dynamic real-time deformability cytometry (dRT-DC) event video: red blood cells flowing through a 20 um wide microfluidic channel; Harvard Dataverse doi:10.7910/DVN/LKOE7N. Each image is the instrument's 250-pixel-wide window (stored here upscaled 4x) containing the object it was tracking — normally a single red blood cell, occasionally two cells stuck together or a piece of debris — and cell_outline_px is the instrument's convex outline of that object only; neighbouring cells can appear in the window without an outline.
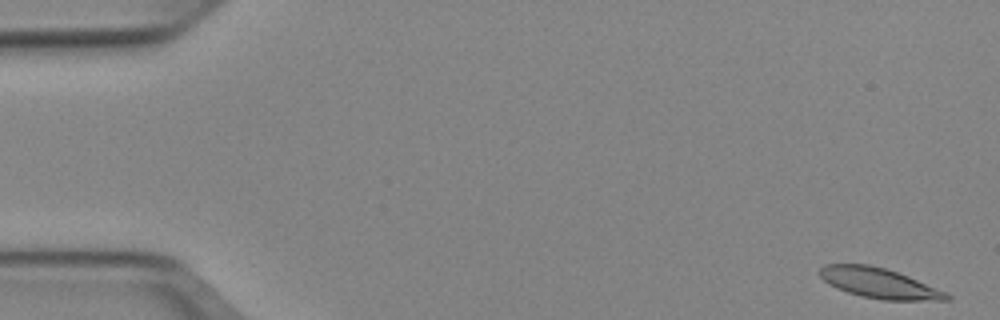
{"species": "Egyptian fruit bat (a non-hibernating species)", "species_latin": "Rousettus aegyptiacus", "temperature_condition": "cold", "stored_images_in_passage": 51, "camera_frame_rate_fps": 3000, "um_per_image_px": 0.085, "animal": {"sex": "female"}, "frame": {"image": 1, "passage_image": 1, "time_ms": 0.0, "image_size_px": [1000, 320], "cell_outline_px": [[952, 296], [948, 300], [884, 300], [860, 296], [836, 288], [828, 284], [820, 276], [820, 268], [824, 264], [868, 264], [884, 268], [908, 276], [948, 292]], "centroid_in_image_um": [74.73, 24.07], "position_along_channel_um": 10.3, "area_um2": 22.25}}
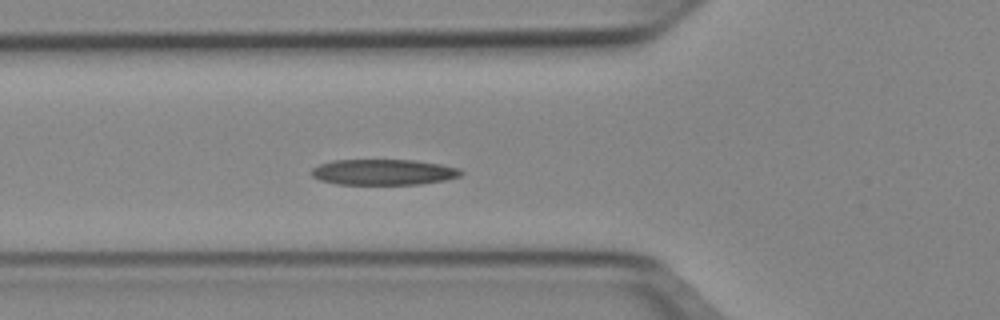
{"frame": {"image": 2, "passage_image": 18, "time_ms": 5.667, "image_size_px": [1000, 320], "cell_outline_px": [[464, 172], [460, 176], [444, 180], [420, 184], [336, 184], [320, 180], [312, 176], [312, 168], [320, 164], [332, 160], [416, 160], [440, 164], [460, 168]], "centroid_in_image_um": [32.61, 14.62], "position_along_channel_um": 93.2, "area_um2": 22.43}}
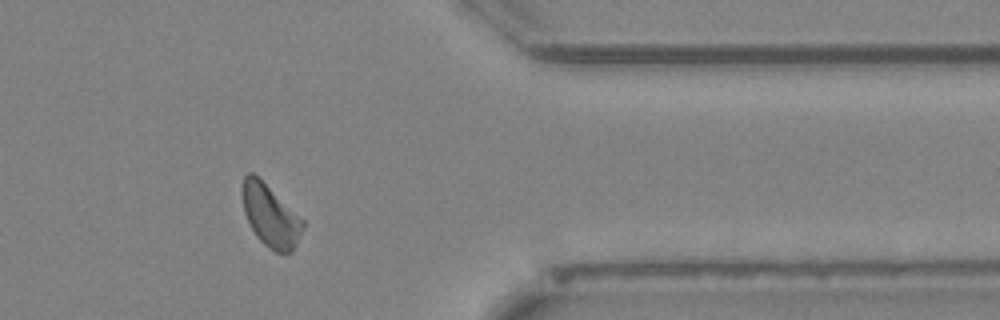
{"frame": {"image": 3, "passage_image": 42, "time_ms": 13.667, "image_size_px": [1000, 320], "cell_outline_px": [[304, 228], [292, 252], [284, 256], [268, 248], [256, 236], [244, 212], [240, 192], [240, 188], [244, 176], [248, 172], [252, 172], [304, 220]], "centroid_in_image_um": [22.97, 18.36], "position_along_channel_um": 388.4, "area_um2": 21.96}, "authors_computed_cell_mechanics": {"area_um2": 22.3686, "velocity_mm_per_s": 3.8921, "shape_relaxation_time_tau1_ms": 3.0459, "shape_relaxation_time_tau2_ms": 5.0529, "deformation_change_tau1": 0.1202, "deformation_change_tau2": 0.1315}}